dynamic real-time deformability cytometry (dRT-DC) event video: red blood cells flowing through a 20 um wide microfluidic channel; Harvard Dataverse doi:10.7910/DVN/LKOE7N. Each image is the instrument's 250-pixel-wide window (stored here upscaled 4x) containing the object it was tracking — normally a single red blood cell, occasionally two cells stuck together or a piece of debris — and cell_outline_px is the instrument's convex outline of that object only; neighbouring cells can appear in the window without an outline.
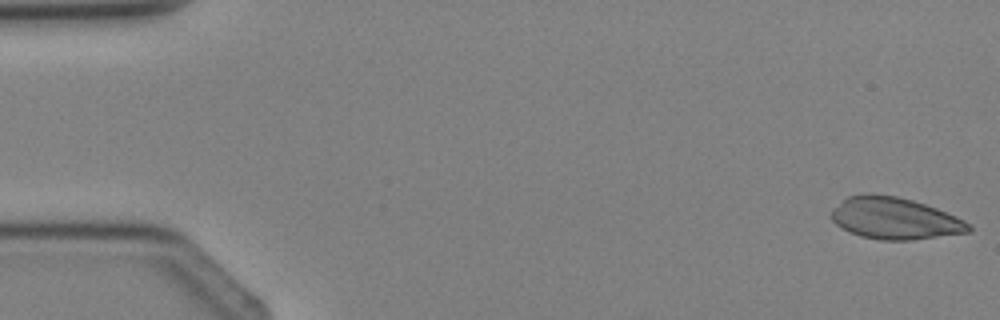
{"species": "Egyptian fruit bat (a non-hibernating species)", "species_latin": "Rousettus aegyptiacus", "temperature_condition": "cold", "stored_images_in_passage": 4, "camera_frame_rate_fps": 3000, "um_per_image_px": 0.085, "animal": {"sex": "female"}, "frame": {"image": 1, "passage_image": 1, "time_ms": 0.0, "image_size_px": [1000, 320], "cell_outline_px": [[972, 232], [912, 240], [880, 240], [860, 236], [848, 232], [836, 224], [832, 220], [832, 208], [848, 196], [864, 192], [872, 192], [896, 196], [912, 200], [936, 208], [956, 216], [972, 224]], "centroid_in_image_um": [76.06, 18.55], "position_along_channel_um": 8.9, "area_um2": 33.81}}